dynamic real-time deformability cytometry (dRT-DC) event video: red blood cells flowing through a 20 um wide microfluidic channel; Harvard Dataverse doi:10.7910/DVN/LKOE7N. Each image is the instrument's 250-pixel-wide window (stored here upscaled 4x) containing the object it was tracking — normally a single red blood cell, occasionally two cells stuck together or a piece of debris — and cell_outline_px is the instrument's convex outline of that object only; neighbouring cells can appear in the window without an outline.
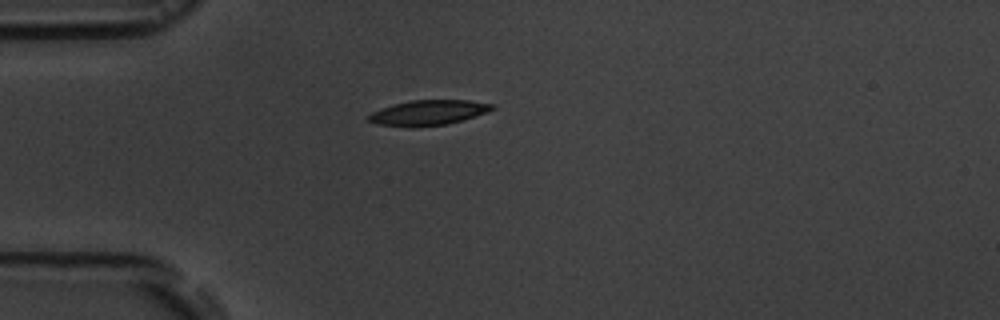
{"species": "common noctule bat (a hibernating species)", "species_latin": "Nyctalus noctula", "temperature_condition": "room temperature", "stored_images_in_passage": 10, "camera_frame_rate_fps": 3000, "um_per_image_px": 0.085, "animal": {"sex": "male", "body_mass_g": 19.5, "forearm_length_mm": 54.6}, "frame": {"image": 1, "passage_image": 1, "time_ms": 0.0, "image_size_px": [1000, 320], "cell_outline_px": [[496, 108], [488, 112], [448, 124], [380, 124], [368, 120], [368, 116], [372, 112], [380, 108], [412, 100], [468, 100], [496, 104]], "centroid_in_image_um": [36.53, 9.52], "position_along_channel_um": 48.5, "area_um2": 17.17}}
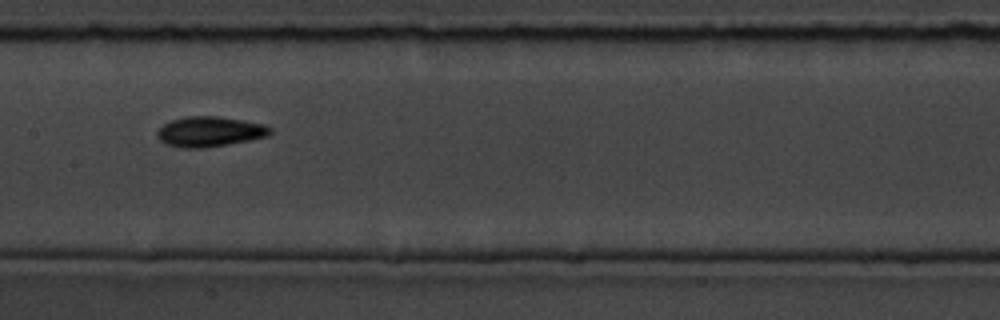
{"frame": {"image": 2, "passage_image": 5, "time_ms": 4.333, "image_size_px": [1000, 320], "cell_outline_px": [[272, 132], [268, 136], [228, 144], [204, 148], [184, 148], [164, 144], [156, 136], [156, 132], [164, 124], [172, 120], [188, 116], [216, 116], [244, 120], [264, 124], [272, 128]], "centroid_in_image_um": [17.82, 11.19], "position_along_channel_um": 189.6, "area_um2": 19.88}}
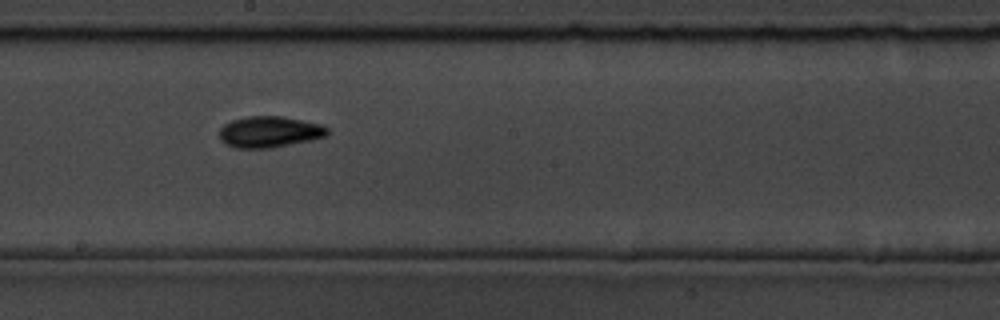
{"frame": {"image": 3, "passage_image": 6, "time_ms": 5.333, "image_size_px": [1000, 320], "cell_outline_px": [[328, 136], [312, 140], [272, 148], [236, 148], [224, 144], [220, 140], [220, 128], [224, 124], [232, 120], [248, 116], [280, 116], [320, 124], [328, 128]], "centroid_in_image_um": [22.89, 11.22], "position_along_channel_um": 225.3, "area_um2": 19.71}, "authors_computed_cell_mechanics": {"area_um2": 18.2648, "velocity_mm_per_s": 3.5934, "shape_relaxation_time_tau1_ms": 2.3148, "shape_relaxation_time_tau2_ms": 3.5563, "deformation_change_tau1": 0.1161, "deformation_change_tau2": 0.0894}}